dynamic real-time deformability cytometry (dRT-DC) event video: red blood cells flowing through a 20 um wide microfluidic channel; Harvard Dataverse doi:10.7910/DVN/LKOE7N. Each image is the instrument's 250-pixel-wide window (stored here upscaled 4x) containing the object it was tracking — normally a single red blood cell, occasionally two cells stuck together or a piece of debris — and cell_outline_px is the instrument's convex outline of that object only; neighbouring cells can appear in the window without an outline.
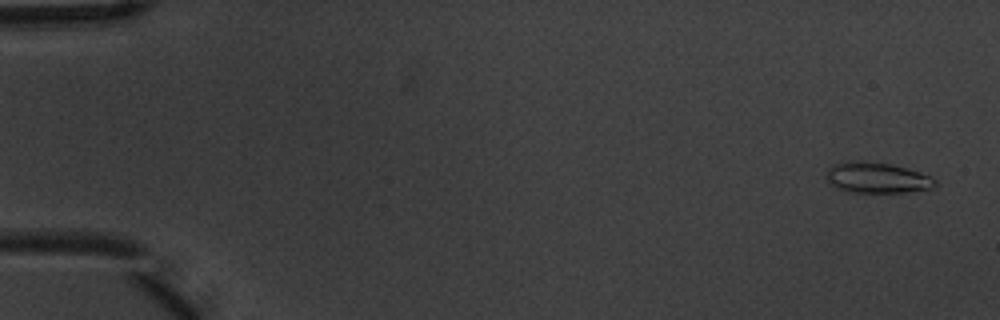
{"species": "common noctule bat (a hibernating species)", "species_latin": "Nyctalus noctula", "temperature_condition": "warm", "stored_images_in_passage": 6, "segment_of_instrument_passage": [1, 2], "camera_frame_rate_fps": 3000, "um_per_image_px": 0.085, "animal": {"sex": "male", "body_mass_g": 20.1, "forearm_length_mm": 53.5}, "frame": {"image": 1, "passage_image": 1, "time_ms": 0.0, "image_size_px": [1000, 320], "cell_outline_px": [[936, 184], [932, 188], [904, 192], [848, 192], [836, 188], [828, 180], [828, 168], [832, 164], [864, 160], [892, 164], [920, 172], [936, 180]], "centroid_in_image_um": [74.54, 15.1], "position_along_channel_um": 10.5, "area_um2": 19.25}}
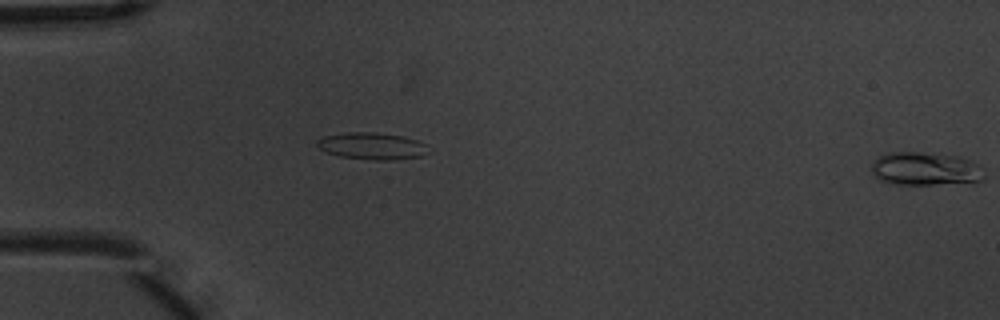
{"frame": {"image": 2, "passage_image": 5, "time_ms": 1.333, "image_size_px": [1000, 320], "cell_outline_px": [[432, 152], [424, 156], [396, 160], [372, 160], [340, 156], [328, 152], [320, 148], [316, 144], [316, 140], [324, 136], [348, 132], [376, 132], [404, 136], [428, 144]], "centroid_in_image_um": [31.73, 12.41], "position_along_channel_um": 53.3, "area_um2": 17.8}}